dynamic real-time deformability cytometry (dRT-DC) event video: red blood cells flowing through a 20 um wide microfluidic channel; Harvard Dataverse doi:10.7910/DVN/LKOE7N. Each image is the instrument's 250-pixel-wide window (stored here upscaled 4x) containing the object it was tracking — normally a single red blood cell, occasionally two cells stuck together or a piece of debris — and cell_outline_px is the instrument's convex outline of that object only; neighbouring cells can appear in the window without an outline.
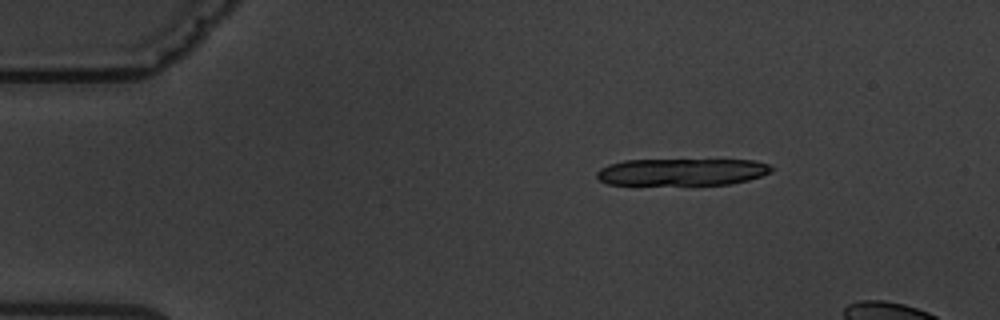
{"species": "common noctule bat (a hibernating species)", "species_latin": "Nyctalus noctula", "temperature_condition": "warm", "stored_images_in_passage": 3, "camera_frame_rate_fps": 3000, "um_per_image_px": 0.085, "animal": {"sex": "male", "body_mass_g": 19.5, "forearm_length_mm": 54.6}, "frame": {"image": 1, "passage_image": 1, "time_ms": 0.0, "image_size_px": [1000, 320], "cell_outline_px": [[772, 172], [748, 180], [728, 184], [608, 184], [600, 180], [596, 176], [596, 172], [600, 168], [608, 164], [624, 160], [756, 160], [768, 164], [772, 168]], "centroid_in_image_um": [57.95, 14.6], "position_along_channel_um": 27.0, "area_um2": 27.34}}